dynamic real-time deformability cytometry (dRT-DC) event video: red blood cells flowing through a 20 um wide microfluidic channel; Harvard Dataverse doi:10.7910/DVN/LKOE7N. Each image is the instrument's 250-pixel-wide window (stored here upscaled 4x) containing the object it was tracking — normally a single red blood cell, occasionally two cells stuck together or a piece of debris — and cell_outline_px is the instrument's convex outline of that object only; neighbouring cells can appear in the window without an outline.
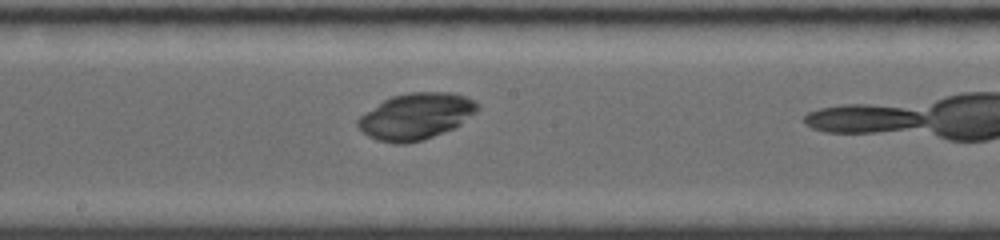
{"species": "common noctule bat (a hibernating species)", "species_latin": "Nyctalus noctula", "temperature_condition": "room temperature", "stored_images_in_passage": 9, "camera_frame_rate_fps": 4000, "um_per_image_px": 0.085, "animal": {"sex": "female", "body_mass_g": 19.0, "forearm_length_mm": 56.7}, "frame": {"image": 1, "passage_image": 7, "time_ms": 3.75, "image_size_px": [1000, 240], "cell_outline_px": [[480, 108], [476, 112], [460, 124], [452, 128], [424, 140], [404, 144], [396, 144], [380, 140], [368, 136], [356, 124], [356, 120], [364, 112], [384, 100], [392, 96], [408, 92], [452, 92], [464, 96], [480, 104]], "centroid_in_image_um": [35.35, 9.88], "position_along_channel_um": 212.8, "area_um2": 32.19}}